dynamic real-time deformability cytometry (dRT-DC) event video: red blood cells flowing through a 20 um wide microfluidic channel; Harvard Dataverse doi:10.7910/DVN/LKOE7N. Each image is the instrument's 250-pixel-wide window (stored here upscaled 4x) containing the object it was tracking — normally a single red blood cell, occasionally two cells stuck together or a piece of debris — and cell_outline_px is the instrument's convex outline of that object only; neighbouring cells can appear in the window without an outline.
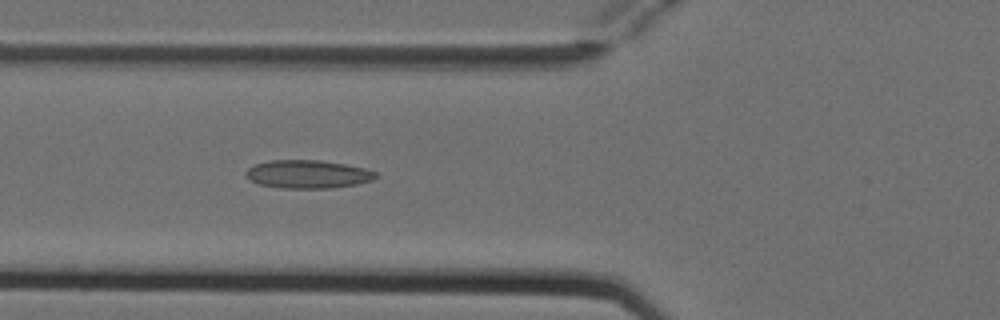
{"species": "Egyptian fruit bat (a non-hibernating species)", "species_latin": "Rousettus aegyptiacus", "temperature_condition": "cold", "stored_images_in_passage": 6, "camera_frame_rate_fps": 3000, "um_per_image_px": 0.085, "animal": {"sex": "female"}, "frame": {"image": 1, "passage_image": 6, "time_ms": 1.667, "image_size_px": [1000, 320], "cell_outline_px": [[376, 176], [372, 180], [356, 184], [332, 188], [280, 188], [260, 184], [248, 180], [244, 176], [244, 172], [248, 168], [256, 164], [268, 160], [320, 160], [344, 164], [364, 168], [376, 172]], "centroid_in_image_um": [26.1, 14.8], "position_along_channel_um": 99.7, "area_um2": 21.39}}